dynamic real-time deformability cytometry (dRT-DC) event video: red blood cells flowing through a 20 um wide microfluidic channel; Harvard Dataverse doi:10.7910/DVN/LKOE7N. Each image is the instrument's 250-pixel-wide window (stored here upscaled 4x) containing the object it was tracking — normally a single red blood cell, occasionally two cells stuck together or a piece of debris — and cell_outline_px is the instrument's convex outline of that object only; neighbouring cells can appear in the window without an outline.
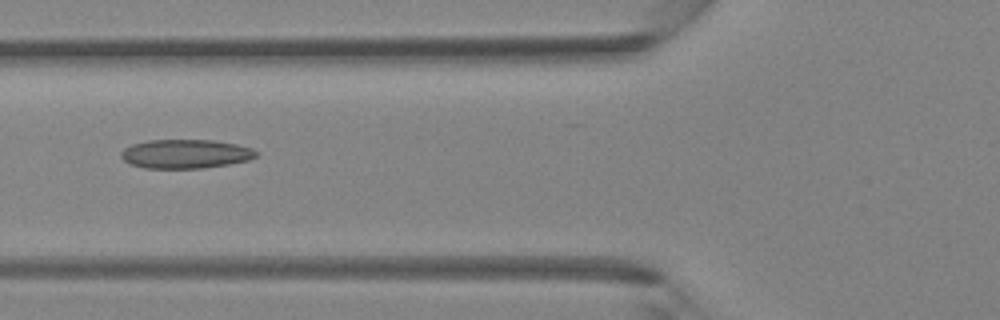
{"species": "Egyptian fruit bat (a non-hibernating species)", "species_latin": "Rousettus aegyptiacus", "temperature_condition": "room temperature", "stored_images_in_passage": 3, "camera_frame_rate_fps": 3000, "um_per_image_px": 0.085, "animal": {"sex": "female"}, "frame": {"image": 1, "passage_image": 3, "time_ms": 2.0, "image_size_px": [1000, 320], "cell_outline_px": [[260, 152], [256, 156], [248, 160], [228, 164], [204, 168], [144, 168], [128, 164], [120, 156], [120, 152], [124, 148], [132, 144], [148, 140], [212, 140], [236, 144], [252, 148]], "centroid_in_image_um": [15.75, 13.08], "position_along_channel_um": 110.1, "area_um2": 22.95}}